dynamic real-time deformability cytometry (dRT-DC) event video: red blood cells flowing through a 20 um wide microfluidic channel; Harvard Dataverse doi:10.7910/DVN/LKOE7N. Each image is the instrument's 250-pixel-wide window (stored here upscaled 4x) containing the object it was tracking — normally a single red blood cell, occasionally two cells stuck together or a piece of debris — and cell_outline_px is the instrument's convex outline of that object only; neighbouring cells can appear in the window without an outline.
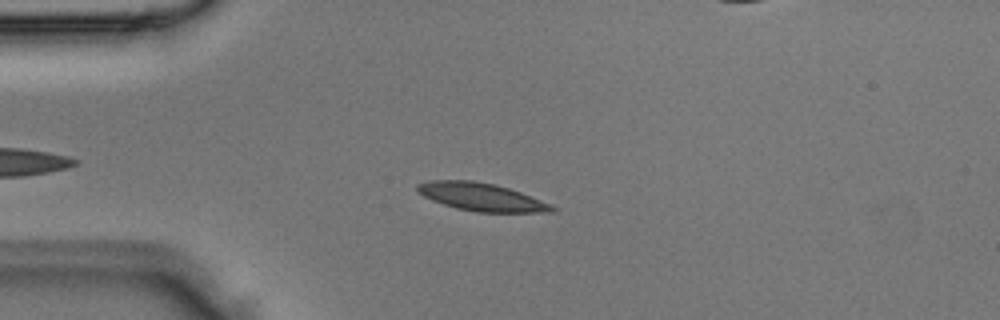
{"species": "Egyptian fruit bat (a non-hibernating species)", "species_latin": "Rousettus aegyptiacus", "temperature_condition": "room temperature", "stored_images_in_passage": 2, "camera_frame_rate_fps": 3000, "um_per_image_px": 0.085, "animal": {"sex": "male"}, "frame": {"image": 1, "passage_image": 2, "time_ms": 0.333, "image_size_px": [1000, 320], "cell_outline_px": [[556, 212], [476, 212], [456, 208], [432, 200], [416, 192], [416, 184], [428, 180], [472, 180], [496, 184], [520, 192], [552, 204], [556, 208]], "centroid_in_image_um": [40.9, 16.73], "position_along_channel_um": 44.1, "area_um2": 22.02}}